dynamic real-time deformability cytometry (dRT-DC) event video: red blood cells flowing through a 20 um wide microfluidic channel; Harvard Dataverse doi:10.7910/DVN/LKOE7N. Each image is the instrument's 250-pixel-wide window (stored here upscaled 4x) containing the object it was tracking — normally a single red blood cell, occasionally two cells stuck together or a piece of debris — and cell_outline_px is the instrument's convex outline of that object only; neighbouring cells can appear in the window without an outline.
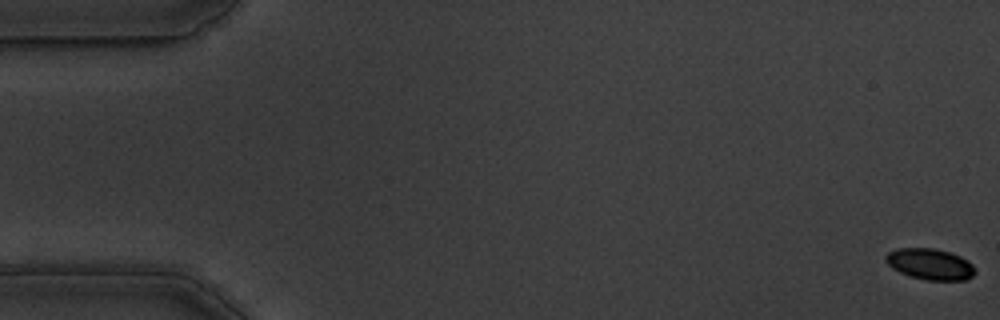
{"species": "common noctule bat (a hibernating species)", "species_latin": "Nyctalus noctula", "temperature_condition": "warm", "stored_images_in_passage": 57, "camera_frame_rate_fps": 3000, "um_per_image_px": 0.085, "animal": {"sex": "male", "body_mass_g": 19.5, "forearm_length_mm": 54.6}, "frame": {"image": 1, "passage_image": 1, "time_ms": 0.0, "image_size_px": [1000, 320], "cell_outline_px": [[976, 272], [972, 276], [964, 280], [928, 280], [912, 276], [900, 272], [892, 268], [884, 260], [884, 256], [888, 252], [896, 248], [936, 248], [960, 256], [968, 260], [976, 268]], "centroid_in_image_um": [79.05, 22.44], "position_along_channel_um": 5.9, "area_um2": 16.24}}
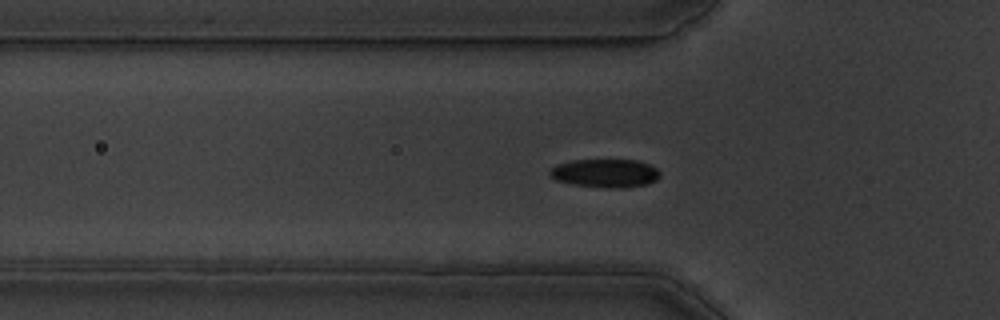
{"frame": {"image": 2, "passage_image": 19, "time_ms": 6.0, "image_size_px": [1000, 320], "cell_outline_px": [[660, 176], [656, 180], [648, 184], [624, 188], [608, 188], [572, 184], [556, 180], [548, 172], [556, 164], [572, 160], [636, 160], [648, 164], [656, 168], [660, 172]], "centroid_in_image_um": [51.46, 14.72], "position_along_channel_um": 74.3, "area_um2": 18.26}}
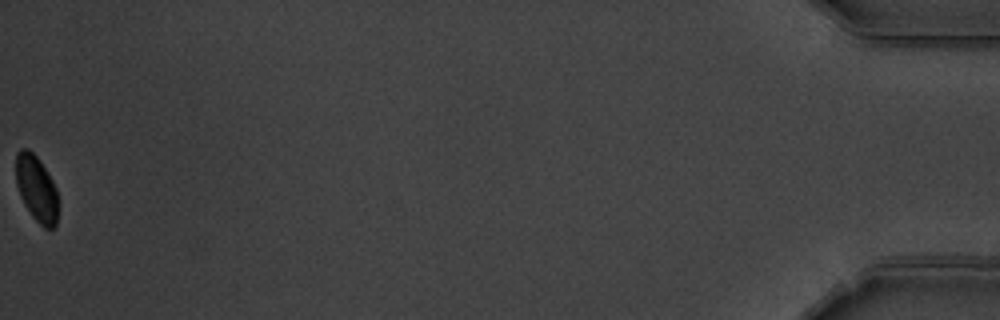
{"frame": {"image": 3, "passage_image": 57, "time_ms": 18.667, "image_size_px": [1000, 320], "cell_outline_px": [[60, 204], [56, 224], [52, 228], [44, 228], [32, 216], [24, 204], [20, 196], [16, 184], [16, 152], [20, 148], [28, 148], [40, 160], [52, 180], [56, 188]], "centroid_in_image_um": [3.12, 16.03], "position_along_channel_um": 432.1, "area_um2": 16.59}, "authors_computed_cell_mechanics": {"area_um2": 17.8602, "velocity_mm_per_s": 3.622, "shape_relaxation_time_tau1_ms": 3.8302, "shape_relaxation_time_tau2_ms": null, "deformation_change_tau1": 0.1228, "deformation_change_tau2": null}}